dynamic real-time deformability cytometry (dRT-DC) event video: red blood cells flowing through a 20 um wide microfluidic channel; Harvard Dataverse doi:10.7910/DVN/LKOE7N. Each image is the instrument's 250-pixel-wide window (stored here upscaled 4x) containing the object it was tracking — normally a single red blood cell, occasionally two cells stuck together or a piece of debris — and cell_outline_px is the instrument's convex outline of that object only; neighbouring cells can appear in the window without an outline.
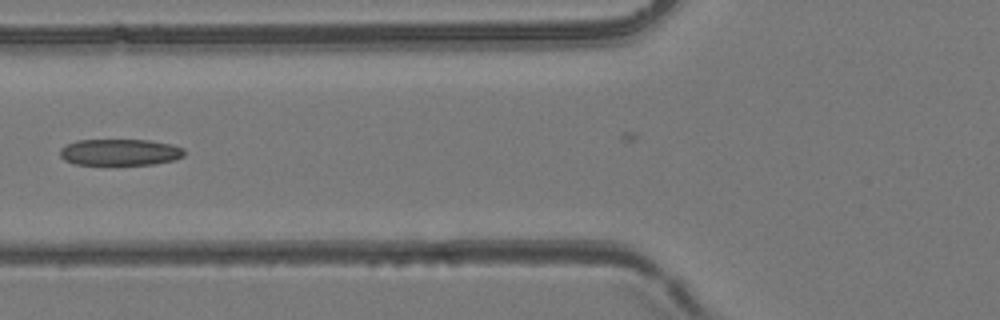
{"species": "common noctule bat (a hibernating species)", "species_latin": "Nyctalus noctula", "temperature_condition": "room temperature", "stored_images_in_passage": 3, "camera_frame_rate_fps": 3000, "um_per_image_px": 0.085, "animal": {"sex": "female", "body_mass_g": 24.6, "forearm_length_mm": 56.2}, "frame": {"image": 1, "passage_image": 3, "time_ms": 0.667, "image_size_px": [1000, 320], "cell_outline_px": [[184, 156], [172, 160], [152, 164], [76, 164], [64, 160], [60, 156], [60, 148], [76, 140], [148, 140], [172, 144], [184, 148]], "centroid_in_image_um": [10.19, 12.93], "position_along_channel_um": 115.6, "area_um2": 19.02}}